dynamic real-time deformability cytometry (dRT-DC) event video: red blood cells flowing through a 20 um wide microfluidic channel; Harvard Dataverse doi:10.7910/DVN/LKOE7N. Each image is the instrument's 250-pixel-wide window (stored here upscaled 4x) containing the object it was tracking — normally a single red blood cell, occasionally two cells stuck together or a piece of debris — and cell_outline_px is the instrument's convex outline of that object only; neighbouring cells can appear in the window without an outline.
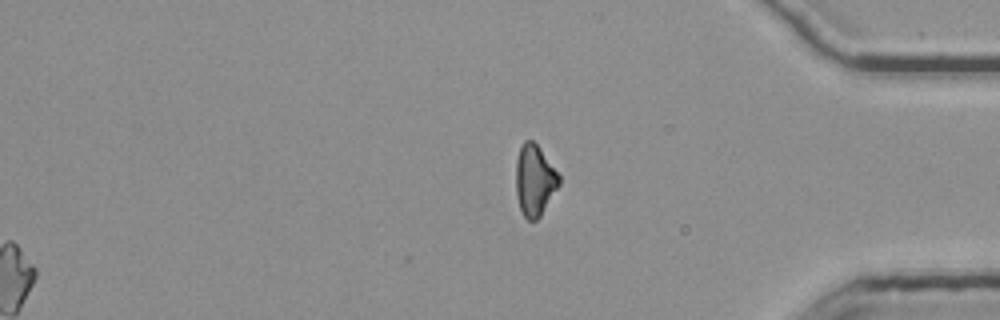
{"species": "common noctule bat (a hibernating species)", "species_latin": "Nyctalus noctula", "temperature_condition": "room temperature", "stored_images_in_passage": 55, "segment_of_instrument_passage": [2, 2], "camera_frame_rate_fps": 3000, "um_per_image_px": 0.085, "animal": {"sex": "female", "body_mass_g": 25.1}, "frame": {"image": 1, "passage_image": 55, "time_ms": 18.0, "image_size_px": [1000, 320], "cell_outline_px": [[560, 184], [540, 216], [536, 220], [528, 220], [524, 216], [520, 208], [516, 196], [516, 160], [520, 148], [524, 140], [532, 140], [540, 148], [560, 176]], "centroid_in_image_um": [45.43, 15.32], "position_along_channel_um": 389.8, "area_um2": 17.74}}